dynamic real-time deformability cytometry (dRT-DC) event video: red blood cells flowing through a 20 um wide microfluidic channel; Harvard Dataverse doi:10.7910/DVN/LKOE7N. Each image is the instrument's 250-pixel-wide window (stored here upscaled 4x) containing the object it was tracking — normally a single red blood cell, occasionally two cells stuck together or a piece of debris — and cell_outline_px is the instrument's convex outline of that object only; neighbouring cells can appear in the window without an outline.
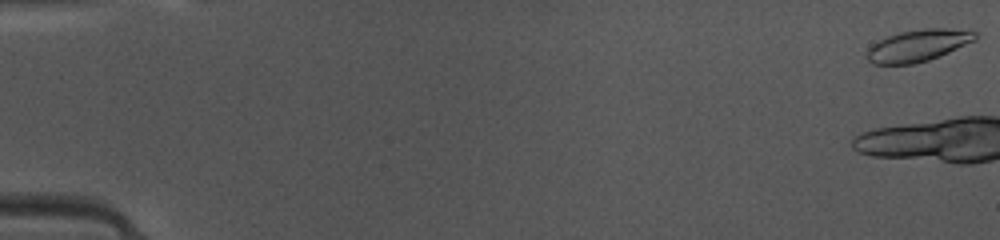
{"species": "common noctule bat (a hibernating species)", "species_latin": "Nyctalus noctula", "temperature_condition": "warm", "stored_images_in_passage": 4, "camera_frame_rate_fps": 3000, "um_per_image_px": 0.085, "animal": {"sex": "female", "body_mass_g": 10.0, "forearm_length_mm": 53.1}, "frame": {"image": 1, "passage_image": 1, "time_ms": 0.0, "image_size_px": [1000, 240], "cell_outline_px": [[980, 32], [976, 40], [940, 56], [928, 60], [912, 64], [872, 64], [868, 60], [868, 48], [872, 44], [888, 36], [900, 32], [920, 28], [948, 28]], "centroid_in_image_um": [78.08, 3.85], "position_along_channel_um": 6.9, "area_um2": 20.17}}